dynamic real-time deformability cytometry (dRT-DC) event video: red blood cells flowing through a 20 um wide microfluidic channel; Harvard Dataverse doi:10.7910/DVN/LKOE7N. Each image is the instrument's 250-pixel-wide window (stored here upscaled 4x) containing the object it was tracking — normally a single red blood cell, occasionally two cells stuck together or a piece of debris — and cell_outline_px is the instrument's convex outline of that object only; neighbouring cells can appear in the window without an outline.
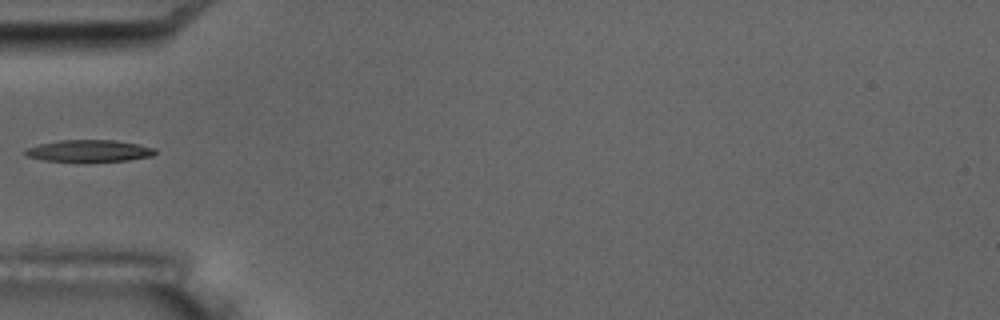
{"species": "common noctule bat (a hibernating species)", "species_latin": "Nyctalus noctula", "temperature_condition": "room temperature", "stored_images_in_passage": 13, "camera_frame_rate_fps": 3000, "um_per_image_px": 0.085, "animal": {"sex": "male", "body_mass_g": 17.5, "forearm_length_mm": 52.3}, "frame": {"image": 1, "passage_image": 6, "time_ms": 5.667, "image_size_px": [1000, 320], "cell_outline_px": [[156, 152], [152, 156], [128, 160], [84, 164], [44, 160], [28, 156], [24, 152], [28, 148], [40, 144], [60, 140], [112, 140], [136, 144], [156, 148]], "centroid_in_image_um": [7.58, 12.86], "position_along_channel_um": 77.4, "area_um2": 17.05}}